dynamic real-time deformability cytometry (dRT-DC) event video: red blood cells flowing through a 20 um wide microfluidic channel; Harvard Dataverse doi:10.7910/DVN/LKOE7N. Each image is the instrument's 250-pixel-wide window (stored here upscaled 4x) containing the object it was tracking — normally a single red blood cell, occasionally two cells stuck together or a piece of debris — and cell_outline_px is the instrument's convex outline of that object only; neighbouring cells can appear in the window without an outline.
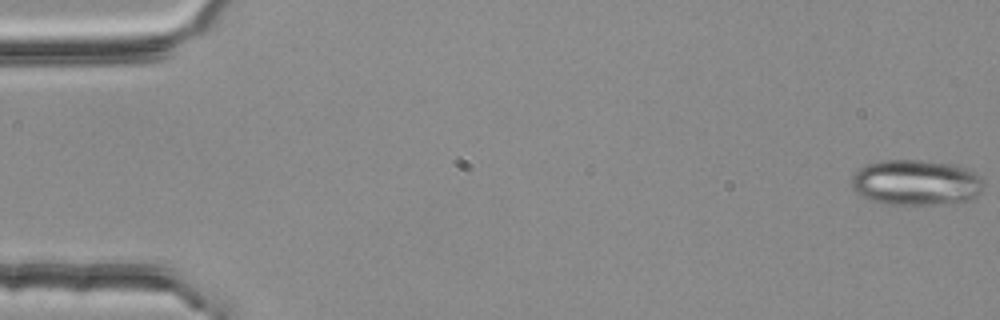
{"species": "common noctule bat (a hibernating species)", "species_latin": "Nyctalus noctula", "temperature_condition": "room temperature", "stored_images_in_passage": 4, "camera_frame_rate_fps": 3000, "um_per_image_px": 0.085, "animal": {"sex": "female", "body_mass_g": 25.1}, "frame": {"image": 1, "passage_image": 4, "time_ms": 1.0, "image_size_px": [1000, 320], "cell_outline_px": [[980, 192], [972, 200], [932, 204], [884, 204], [868, 200], [860, 196], [852, 188], [852, 176], [864, 164], [880, 160], [920, 160], [956, 164], [980, 176]], "centroid_in_image_um": [77.79, 15.51], "position_along_channel_um": 7.2, "area_um2": 35.03}}